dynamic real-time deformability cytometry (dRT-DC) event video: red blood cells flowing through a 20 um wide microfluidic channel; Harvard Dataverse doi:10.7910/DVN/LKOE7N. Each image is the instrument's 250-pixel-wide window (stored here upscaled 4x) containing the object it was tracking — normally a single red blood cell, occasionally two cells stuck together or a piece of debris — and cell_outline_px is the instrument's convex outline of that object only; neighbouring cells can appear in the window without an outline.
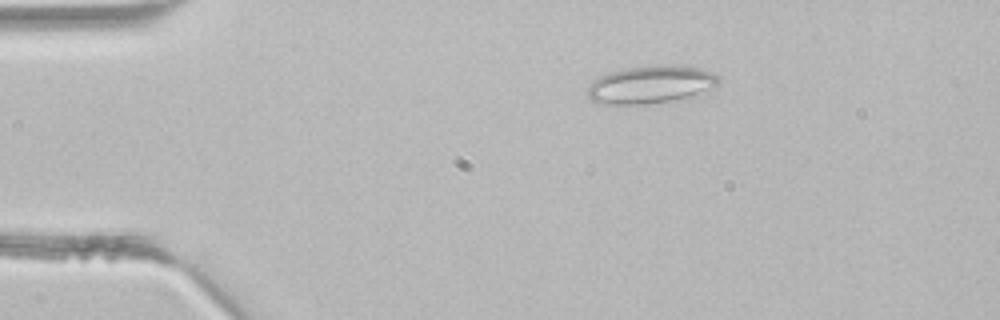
{"species": "common noctule bat (a hibernating species)", "species_latin": "Nyctalus noctula", "temperature_condition": "room temperature", "stored_images_in_passage": 2, "camera_frame_rate_fps": 3000, "um_per_image_px": 0.085, "animal": {"sex": "male", "body_mass_g": 21.5, "forearm_length_mm": 52.0}, "frame": {"image": 1, "passage_image": 1, "time_ms": 0.0, "image_size_px": [1000, 320], "cell_outline_px": [[720, 80], [716, 84], [692, 96], [676, 100], [644, 104], [600, 104], [592, 100], [588, 96], [588, 88], [592, 80], [608, 72], [628, 68], [660, 64], [672, 64], [704, 68], [720, 76]], "centroid_in_image_um": [55.31, 7.17], "position_along_channel_um": 29.7, "area_um2": 28.96}}